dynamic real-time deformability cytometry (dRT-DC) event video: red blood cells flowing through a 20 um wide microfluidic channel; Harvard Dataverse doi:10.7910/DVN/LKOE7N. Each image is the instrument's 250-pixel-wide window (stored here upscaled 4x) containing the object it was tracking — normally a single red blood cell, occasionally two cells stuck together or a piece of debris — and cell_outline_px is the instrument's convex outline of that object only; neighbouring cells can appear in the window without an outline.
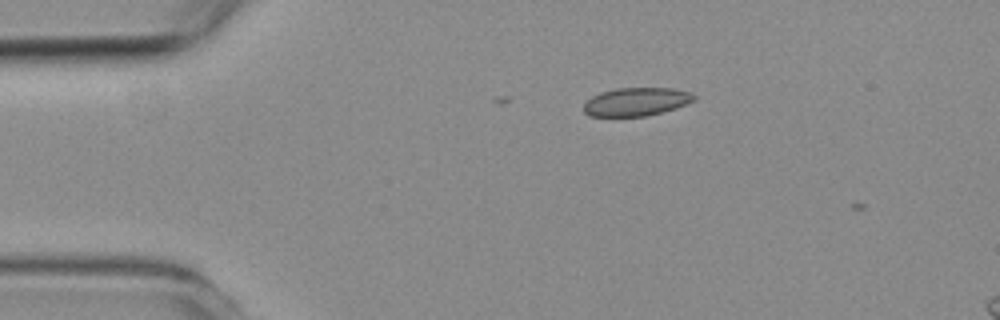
{"species": "common noctule bat (a hibernating species)", "species_latin": "Nyctalus noctula", "temperature_condition": "room temperature", "stored_images_in_passage": 3, "camera_frame_rate_fps": 3000, "um_per_image_px": 0.085, "animal": {"sex": "female", "body_mass_g": 19.3, "forearm_length_mm": 54.1}, "frame": {"image": 1, "passage_image": 2, "time_ms": 1.333, "image_size_px": [1000, 320], "cell_outline_px": [[696, 96], [692, 100], [676, 108], [644, 116], [588, 116], [584, 112], [584, 104], [592, 96], [600, 92], [616, 88], [672, 88], [692, 92]], "centroid_in_image_um": [54.05, 8.64], "position_along_channel_um": 30.9, "area_um2": 18.03}}